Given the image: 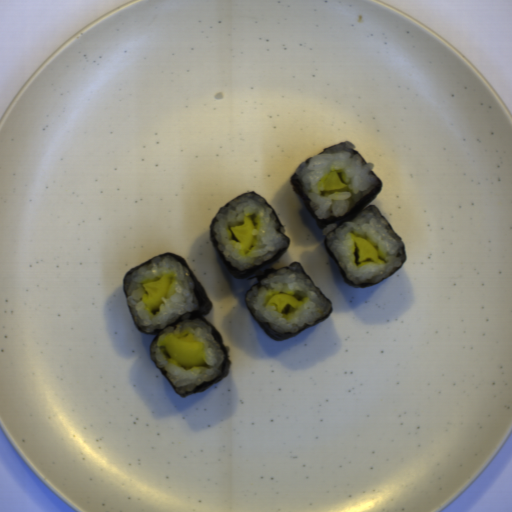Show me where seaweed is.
Masks as SVG:
<instances>
[{
	"mask_svg": "<svg viewBox=\"0 0 512 512\" xmlns=\"http://www.w3.org/2000/svg\"><path fill=\"white\" fill-rule=\"evenodd\" d=\"M291 264L299 265V266L301 267V269L304 271V273L307 275V273H306V271L304 270V268H303V266H302V264H301V263L293 262V263H291ZM291 264H289V265H291ZM289 265H287V266H289ZM287 266H284V267H287ZM284 267H282V268H284ZM282 268L267 269V270H264L263 274H258V275L254 276V277H250V278H248V281H251L252 279H255V280H256V281H255V282H254V283L249 287V289H250V288H252L253 286L258 285V284H259V282H260L263 278H265L266 276H268V275L272 274L273 272L278 271V270H280V269H282ZM307 276H308V275H307ZM308 278L312 281V283L315 285V287L319 290V292L322 294V296H323V297L325 298V300L328 302V304H329V306H330L331 310H330V312H329L326 316H324L323 318H321L320 320H318L317 322H315V323H314V324H312L311 326H305V327H303L302 329H300L299 331H296V332H294V333L285 334V335H284V334H280V333H276V332H275L273 329H271V328H270L266 323H262L261 321H259L258 319H256V318H255V316L253 315V313L251 312V310L249 309V307H248V306H247V304H246L245 296H246V294H247V292H248V290H249V289L246 291L245 296H244V302H245V304H246L247 308L249 309V311L251 312V314L253 315V317L255 318V320L257 321V323L259 324V326H260V327H261V328L266 332V334H267L271 339H274V340H276V341H280V342H281V341H284V340H288V339H290V338H293V337H295V336H298L300 333H302V332H303V331H305V330H308V329H310V328H312V327H314V326H317V325L321 324L324 320H326V319L330 316V314H331V312H332V310H333V302H331V301L328 299V297L323 293V291H322V290H321V289H320V288H319V287L314 283V281H313L309 276H308Z\"/></svg>",
	"mask_w": 512,
	"mask_h": 512,
	"instance_id": "seaweed-4",
	"label": "seaweed"
},
{
	"mask_svg": "<svg viewBox=\"0 0 512 512\" xmlns=\"http://www.w3.org/2000/svg\"><path fill=\"white\" fill-rule=\"evenodd\" d=\"M162 256H170L172 257L173 259L177 260L180 264H182L193 284H194V288H193V292H194V295L196 297V300H197V303L199 305V309L196 310L195 312H193L191 314V316L189 317L190 320H201L203 321L204 323L208 324L211 328V334L215 340V342L223 349V360H222V371H221V374L219 377H217L216 379L214 380H211V381H208V382H205L203 383L202 385L198 386V387H195L193 391L189 392V393H179L177 392L173 382L171 381V379L169 378L168 374H167V370H164L163 368H161L160 366H158L155 361L153 360L151 354V358L153 360V362L155 363L156 367L159 369V371L162 373V375L165 377V379L169 382V384L172 386V388L175 390V392L180 395L181 397H186V396H189V395H192V394H196V393H199V392H202L206 389H209L211 387H213L214 385H216L218 382H220L222 379H224L225 377L228 376V373H229V369H230V360H229V355H228V350L226 348V346L224 345V342H223V339L220 335V333L215 329V327L209 322L207 321L204 316H207L208 314H210L211 310H212V303H211V300L207 294V292L204 290V288L199 284V282L196 280L189 264L182 258V257H179L177 255H174L172 253H163L159 256H153L152 258H150L149 260H147L146 262L140 264V265H137L133 268H131L129 271L126 272L124 278H123V292H124V296H125V300H126V305L128 307V310L130 312V315L132 317V320L134 322V325L135 327L142 333L144 334H148V335H155L153 340H152V343L151 345L153 344L155 338L157 337V335L160 333L161 329H155V330H152L151 332H144L139 326L138 324L136 323L135 319L133 318L132 314H131V311H130V307H129V304H128V301H127V296H128V293H127V290H126V285H125V279L127 276H129L130 274H132L134 271H136L137 269L141 268L142 266H147L149 265L156 257H162Z\"/></svg>",
	"mask_w": 512,
	"mask_h": 512,
	"instance_id": "seaweed-1",
	"label": "seaweed"
},
{
	"mask_svg": "<svg viewBox=\"0 0 512 512\" xmlns=\"http://www.w3.org/2000/svg\"><path fill=\"white\" fill-rule=\"evenodd\" d=\"M371 174L378 180L376 186L371 191H369L363 198L358 200L353 205V207L348 212H346L344 215H342L341 217L328 218V219H319L313 212L312 208L309 205V199L306 196V194L302 188L301 182L297 177V171L292 174V176L290 178V183L292 185L293 191L300 197L303 204L307 208L308 212L312 216L316 226L323 232V229L325 228V226L327 224L337 223V227H339L343 222H345L349 219L355 218L366 208H368L369 206H372V204L371 205H369V204L381 191L383 185H382L380 178L376 175V173L373 170H372Z\"/></svg>",
	"mask_w": 512,
	"mask_h": 512,
	"instance_id": "seaweed-2",
	"label": "seaweed"
},
{
	"mask_svg": "<svg viewBox=\"0 0 512 512\" xmlns=\"http://www.w3.org/2000/svg\"><path fill=\"white\" fill-rule=\"evenodd\" d=\"M342 143H351V141H348V140H347V141H343V142H341V143H338V144H336V145H333V146H330V147L323 148L319 153H321V152H323V151H326V150H328V149H330V148H332V147H335V146H337V145H340V144H342ZM351 144H352V143H351ZM319 153H317V154H319ZM317 154H316V155H317ZM316 155L311 156L310 158H308L307 160H305V162H306V161H308V160H310V159H312V158H313V157H315ZM305 162H304V163H305Z\"/></svg>",
	"mask_w": 512,
	"mask_h": 512,
	"instance_id": "seaweed-6",
	"label": "seaweed"
},
{
	"mask_svg": "<svg viewBox=\"0 0 512 512\" xmlns=\"http://www.w3.org/2000/svg\"><path fill=\"white\" fill-rule=\"evenodd\" d=\"M251 193H252V194H256V195H260V194H257V193H255V192H251V191H250V192L244 193V194H242V195H240V196H243V195H245V194H251ZM240 196H238V197H240ZM238 197H236V198H238ZM262 197H263V196H262ZM236 198H233V199H231V200L227 201L224 205H222V206L219 208V210H220L223 206H225L227 203H229V202H231V201L235 200ZM263 198H264V197H263ZM265 199H266V198H265ZM266 203H267V206L273 210V212L275 213V215H276V217H277V221H278V224H279L278 230L281 232V234H282V235L285 237V239L287 240V247H285L284 249H282L281 251H279V252H278V253H277L273 258H271V259L267 260L266 262H264V263H262V264H259V265H256V266H254V267H251V268L245 269V270H243V271H242V270H239V269H235V268H234L230 263H228V262L225 260V258H224V256H223V254H222V253L220 252V250H219V247H218L217 243H216V242H215V240H214L213 228H214V223H215L216 215H217V213L219 212V210L217 211L216 215L214 216V218H213V220H212V222H211L210 235H211L212 242H213V244H214V246H215V248H216V250H217V252H218V254H219V256H220V258H221V260H222V262H223V264H224V266H225V267H226V269L229 271V273H230L232 276H234L236 279H245V278H247V277L251 276L252 274H254V273L258 272L259 270H261V269H263V268H265V267H267V266H269V265H271V264H273V263H275V262L279 261V260L283 257V255L287 252V250H288V248H289L290 238H289V237H287V236L284 234V232H283V230H282V228L284 227V226H283V224H282V222L280 221V219H279L278 215L276 214V212H275L274 208L271 206V204L268 202V200H267V199H266Z\"/></svg>",
	"mask_w": 512,
	"mask_h": 512,
	"instance_id": "seaweed-3",
	"label": "seaweed"
},
{
	"mask_svg": "<svg viewBox=\"0 0 512 512\" xmlns=\"http://www.w3.org/2000/svg\"><path fill=\"white\" fill-rule=\"evenodd\" d=\"M374 205L377 210L381 213V215L384 217V219L386 220V222L389 224V226L391 227V229L393 230V232L396 234V236L398 237V239L400 240L402 246H403V249H404V252H405V257H404V261L402 263V265L400 266V268L395 271L393 274H391L390 276H388L387 278L383 279L382 281L380 282H377V283H374V284H368V285H355L354 283H352L349 278L347 277L343 267L341 266V264L338 262L336 256L334 255V253L332 252L331 248L329 247L328 243H327V236L324 235V238H323V241H324V245H325V248L328 252V254L330 255V257L333 259V261L335 262V264L338 266L340 272H341V275H342V278L344 280V282H346L347 284H349L350 286L354 287V288H361V287H367V286H371V285H376V284H380L382 283L383 281H385L386 279H388L389 277H391L392 275H394L395 273H397L399 270H401L406 262V259H407V253H406V247L404 245V243L402 242V240L399 238V236L397 235V233L395 232V230L393 229V227L391 226V224L388 222V220L385 218V216L382 214V212L379 210V208L375 205V204H372Z\"/></svg>",
	"mask_w": 512,
	"mask_h": 512,
	"instance_id": "seaweed-5",
	"label": "seaweed"
},
{
	"mask_svg": "<svg viewBox=\"0 0 512 512\" xmlns=\"http://www.w3.org/2000/svg\"><path fill=\"white\" fill-rule=\"evenodd\" d=\"M357 151V150H356ZM357 153L359 154V156L361 157L363 163H367L366 160L361 156V154L357 151ZM368 164V163H367Z\"/></svg>",
	"mask_w": 512,
	"mask_h": 512,
	"instance_id": "seaweed-7",
	"label": "seaweed"
}]
</instances>
